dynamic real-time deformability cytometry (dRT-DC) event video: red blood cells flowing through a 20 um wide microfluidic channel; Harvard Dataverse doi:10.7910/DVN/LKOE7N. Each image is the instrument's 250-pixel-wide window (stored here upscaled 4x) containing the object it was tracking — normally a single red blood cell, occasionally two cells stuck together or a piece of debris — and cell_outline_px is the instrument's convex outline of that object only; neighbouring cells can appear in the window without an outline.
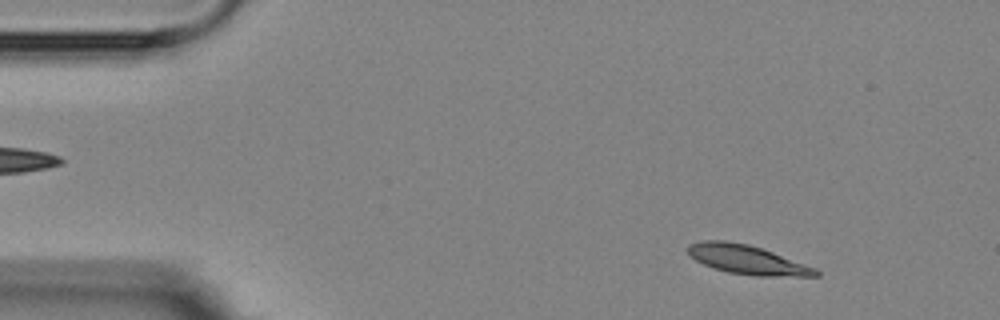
{"species": "Egyptian fruit bat (a non-hibernating species)", "species_latin": "Rousettus aegyptiacus", "temperature_condition": "room temperature", "stored_images_in_passage": 2, "camera_frame_rate_fps": 3000, "um_per_image_px": 0.085, "animal": {"sex": "female"}, "frame": {"image": 1, "passage_image": 1, "time_ms": 0.0, "image_size_px": [1000, 320], "cell_outline_px": [[820, 276], [756, 276], [728, 272], [712, 268], [688, 256], [688, 244], [700, 240], [724, 240], [748, 244], [772, 252], [816, 268], [820, 272]], "centroid_in_image_um": [63.47, 22.07], "position_along_channel_um": 21.5, "area_um2": 21.68}}